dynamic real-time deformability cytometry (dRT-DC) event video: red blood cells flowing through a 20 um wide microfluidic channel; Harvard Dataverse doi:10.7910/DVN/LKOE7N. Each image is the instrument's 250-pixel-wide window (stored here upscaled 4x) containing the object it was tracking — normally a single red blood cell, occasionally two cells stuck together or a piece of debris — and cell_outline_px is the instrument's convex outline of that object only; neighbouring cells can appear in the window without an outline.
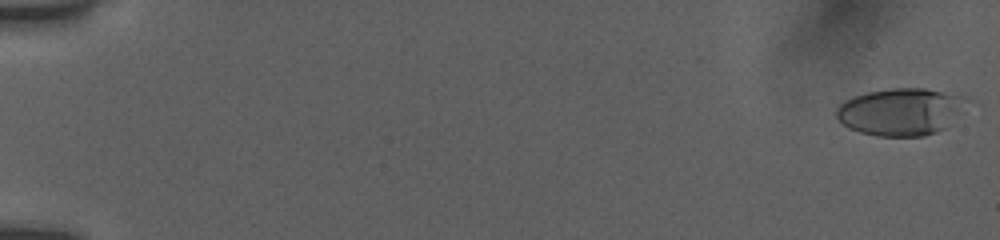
{"species": "human", "species_latin": "Homo sapiens", "temperature_condition": "room temperature", "stored_images_in_passage": 30, "camera_frame_rate_fps": 3000, "um_per_image_px": 0.085, "donor": {"sex": "female"}, "frame": {"image": 1, "passage_image": 1, "time_ms": 0.0, "image_size_px": [1000, 240], "cell_outline_px": [[976, 100], [944, 128], [936, 132], [924, 136], [876, 136], [860, 132], [848, 128], [836, 116], [836, 108], [840, 104], [852, 96], [868, 92], [888, 88], [924, 88], [968, 96]], "centroid_in_image_um": [76.66, 9.47], "position_along_channel_um": 8.3, "area_um2": 36.59}}
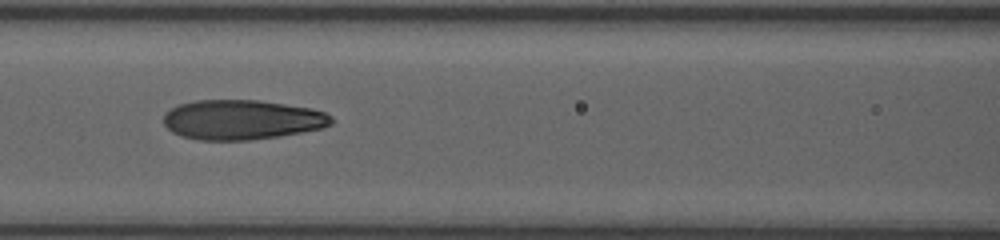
{"frame": {"image": 2, "passage_image": 18, "time_ms": 8.333, "image_size_px": [1000, 240], "cell_outline_px": [[336, 120], [332, 124], [324, 128], [280, 136], [248, 140], [200, 140], [180, 136], [172, 132], [164, 124], [164, 112], [180, 104], [196, 100], [260, 100], [312, 108], [324, 112], [332, 116]], "centroid_in_image_um": [20.6, 10.18], "position_along_channel_um": 146.0, "area_um2": 39.19}}
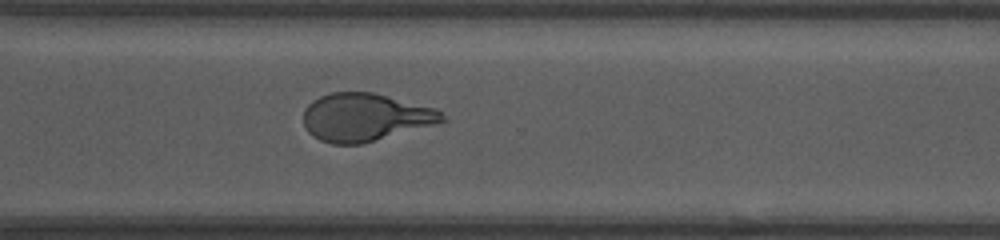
{"frame": {"image": 3, "passage_image": 30, "time_ms": 13.333, "image_size_px": [1000, 240], "cell_outline_px": [[448, 120], [360, 144], [332, 144], [320, 140], [312, 136], [304, 128], [304, 108], [312, 100], [320, 96], [332, 92], [372, 92], [436, 108]], "centroid_in_image_um": [30.99, 9.96], "position_along_channel_um": 339.6, "area_um2": 38.44}}